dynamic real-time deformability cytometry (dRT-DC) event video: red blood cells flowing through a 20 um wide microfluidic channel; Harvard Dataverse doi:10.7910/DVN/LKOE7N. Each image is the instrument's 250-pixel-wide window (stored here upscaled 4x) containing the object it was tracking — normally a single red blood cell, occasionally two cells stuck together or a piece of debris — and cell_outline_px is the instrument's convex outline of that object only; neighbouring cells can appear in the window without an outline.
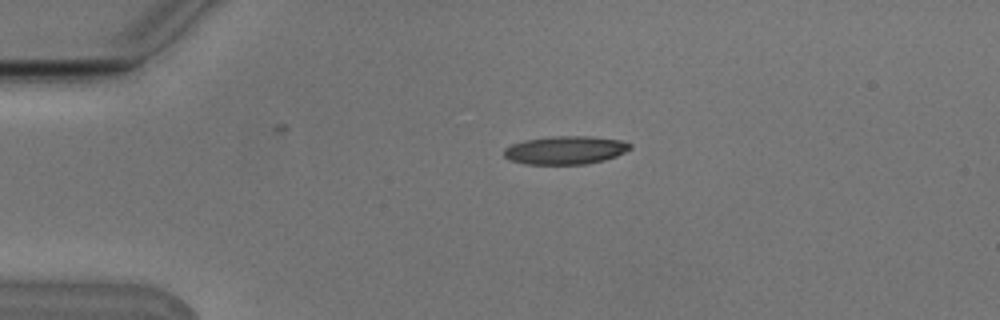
{"species": "Egyptian fruit bat (a non-hibernating species)", "species_latin": "Rousettus aegyptiacus", "temperature_condition": "cold", "stored_images_in_passage": 2, "camera_frame_rate_fps": 3000, "um_per_image_px": 0.085, "animal": {"sex": "male"}, "frame": {"image": 1, "passage_image": 1, "time_ms": 0.0, "image_size_px": [1000, 320], "cell_outline_px": [[632, 148], [616, 156], [604, 160], [584, 164], [524, 164], [508, 160], [504, 156], [504, 148], [512, 144], [524, 140], [552, 136], [592, 136], [620, 140], [632, 144]], "centroid_in_image_um": [48.04, 12.76], "position_along_channel_um": 37.0, "area_um2": 20.87}}